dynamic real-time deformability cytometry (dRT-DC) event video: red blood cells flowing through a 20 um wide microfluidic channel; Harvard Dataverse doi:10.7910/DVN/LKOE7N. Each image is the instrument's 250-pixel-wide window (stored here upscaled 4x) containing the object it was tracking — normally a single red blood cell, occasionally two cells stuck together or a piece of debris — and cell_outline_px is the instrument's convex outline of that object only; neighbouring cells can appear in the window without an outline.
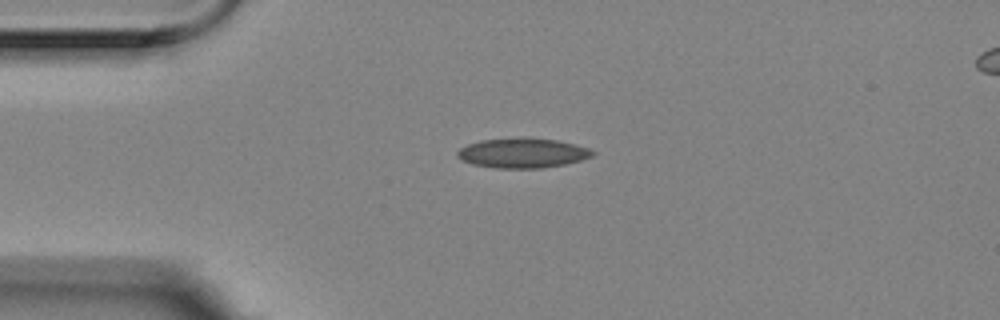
{"species": "Egyptian fruit bat (a non-hibernating species)", "species_latin": "Rousettus aegyptiacus", "temperature_condition": "room temperature", "stored_images_in_passage": 6, "camera_frame_rate_fps": 3000, "um_per_image_px": 0.085, "animal": {"sex": "female"}, "frame": {"image": 1, "passage_image": 1, "time_ms": 0.0, "image_size_px": [1000, 320], "cell_outline_px": [[596, 152], [592, 156], [580, 160], [564, 164], [540, 168], [496, 168], [472, 164], [460, 160], [456, 156], [456, 152], [460, 148], [468, 144], [480, 140], [524, 136], [528, 136], [556, 140], [588, 148]], "centroid_in_image_um": [44.36, 12.99], "position_along_channel_um": 40.6, "area_um2": 23.7}}
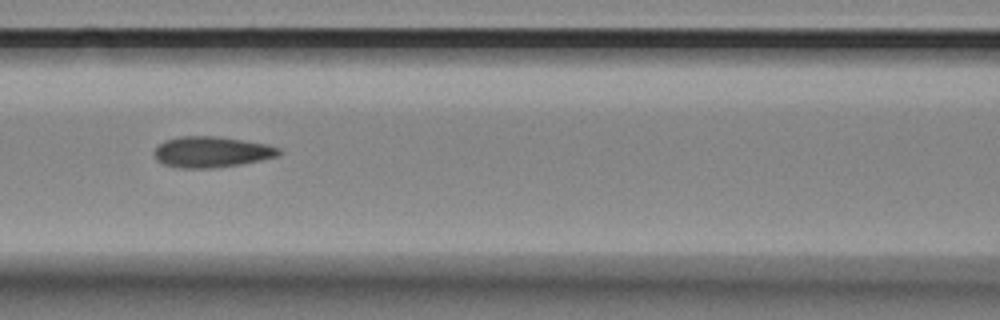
{"frame": {"image": 2, "passage_image": 4, "time_ms": 1.0, "image_size_px": [1000, 320], "cell_outline_px": [[284, 152], [280, 156], [240, 164], [212, 168], [180, 168], [164, 164], [156, 160], [152, 152], [164, 140], [180, 136], [216, 136], [244, 140], [268, 144], [280, 148]], "centroid_in_image_um": [18.0, 12.91], "position_along_channel_um": 148.6, "area_um2": 22.66}}
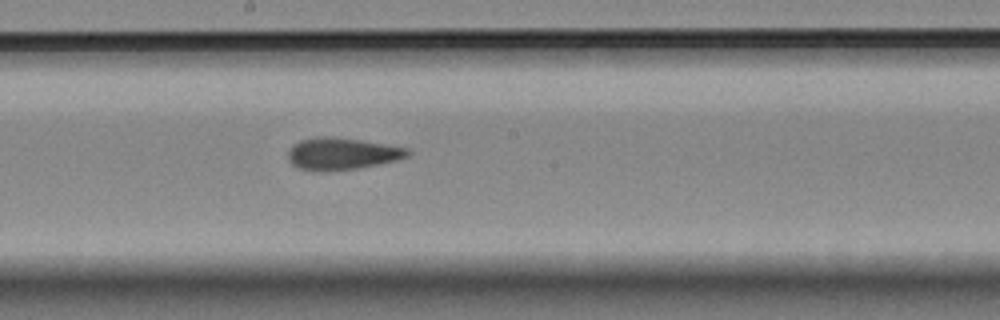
{"frame": {"image": 3, "passage_image": 6, "time_ms": 1.667, "image_size_px": [1000, 320], "cell_outline_px": [[412, 152], [408, 156], [396, 160], [380, 164], [356, 168], [320, 172], [296, 168], [288, 160], [288, 152], [292, 144], [300, 140], [316, 136], [332, 136], [388, 144], [408, 148]], "centroid_in_image_um": [29.04, 13.06], "position_along_channel_um": 219.2, "area_um2": 22.6}}